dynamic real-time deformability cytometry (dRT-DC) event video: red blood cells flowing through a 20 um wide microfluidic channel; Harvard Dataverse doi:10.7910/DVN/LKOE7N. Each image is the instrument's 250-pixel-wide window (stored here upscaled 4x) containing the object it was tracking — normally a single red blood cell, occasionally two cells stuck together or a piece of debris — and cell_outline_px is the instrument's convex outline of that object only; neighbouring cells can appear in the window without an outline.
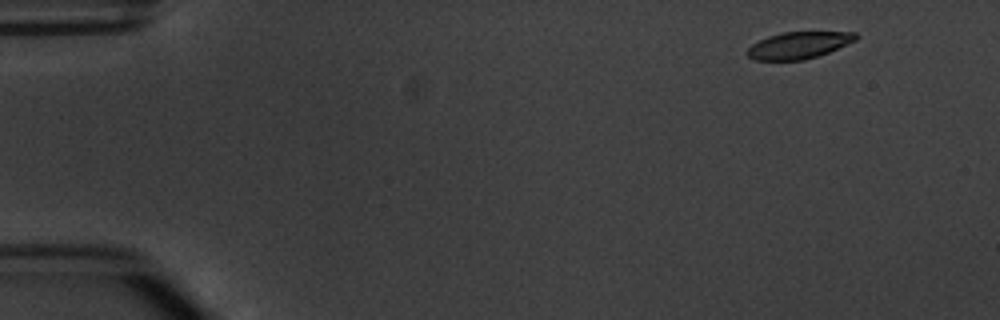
{"species": "common noctule bat (a hibernating species)", "species_latin": "Nyctalus noctula", "temperature_condition": "warm", "stored_images_in_passage": 5, "camera_frame_rate_fps": 3000, "um_per_image_px": 0.085, "animal": {"sex": "male", "body_mass_g": 20.1, "forearm_length_mm": 53.5}, "frame": {"image": 1, "passage_image": 1, "time_ms": 0.0, "image_size_px": [1000, 320], "cell_outline_px": [[860, 36], [856, 40], [828, 52], [804, 60], [752, 60], [744, 52], [752, 44], [768, 36], [784, 32], [856, 32]], "centroid_in_image_um": [67.87, 3.84], "position_along_channel_um": 17.1, "area_um2": 16.94}}